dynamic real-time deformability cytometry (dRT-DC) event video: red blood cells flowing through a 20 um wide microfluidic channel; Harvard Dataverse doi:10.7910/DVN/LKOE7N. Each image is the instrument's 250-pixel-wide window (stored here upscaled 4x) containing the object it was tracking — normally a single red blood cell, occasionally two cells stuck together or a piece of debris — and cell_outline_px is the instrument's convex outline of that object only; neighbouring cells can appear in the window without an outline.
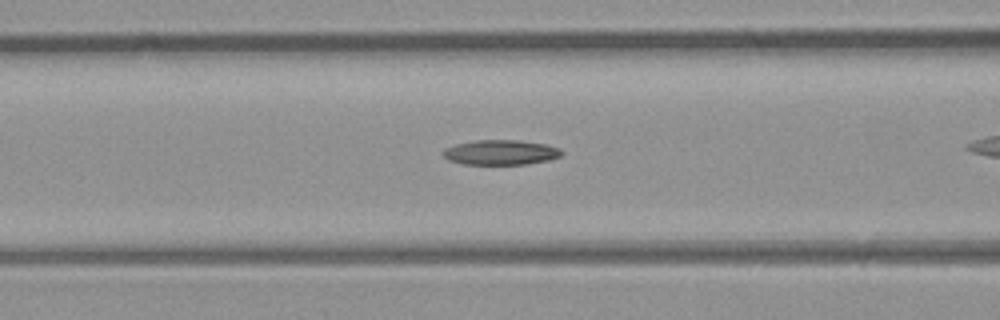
{"species": "common noctule bat (a hibernating species)", "species_latin": "Nyctalus noctula", "temperature_condition": "room temperature", "stored_images_in_passage": 28, "camera_frame_rate_fps": 3000, "um_per_image_px": 0.085, "animal": {"sex": "male", "body_mass_g": 23.1, "forearm_length_mm": 52.7}, "frame": {"image": 1, "passage_image": 10, "time_ms": 3.0, "image_size_px": [1000, 320], "cell_outline_px": [[564, 152], [560, 156], [548, 160], [528, 164], [464, 164], [448, 160], [440, 152], [444, 148], [456, 144], [476, 140], [520, 140], [544, 144], [560, 148]], "centroid_in_image_um": [42.54, 12.95], "position_along_channel_um": 124.1, "area_um2": 17.28}}
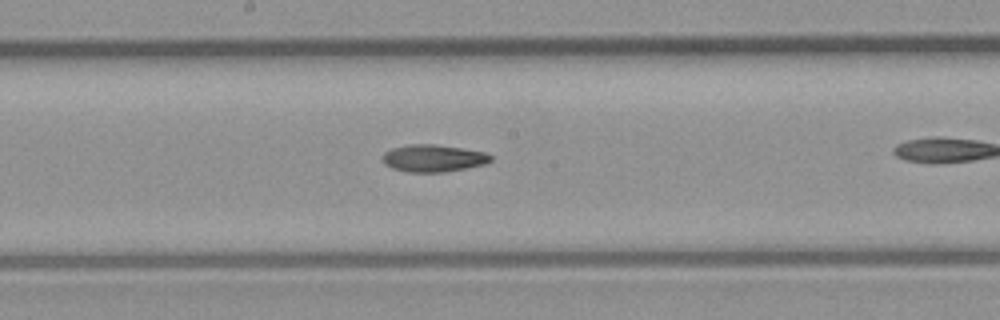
{"frame": {"image": 2, "passage_image": 16, "time_ms": 5.0, "image_size_px": [1000, 320], "cell_outline_px": [[492, 160], [484, 164], [444, 172], [408, 172], [392, 168], [384, 164], [384, 152], [392, 148], [408, 144], [432, 144], [460, 148], [484, 152], [492, 156]], "centroid_in_image_um": [36.81, 13.45], "position_along_channel_um": 211.4, "area_um2": 16.94}}
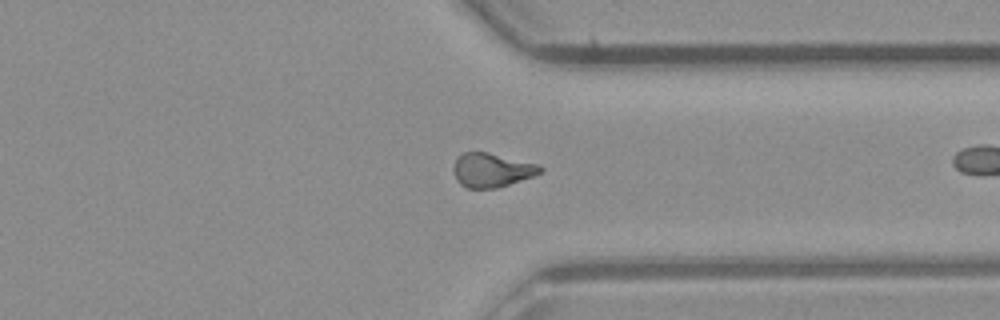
{"frame": {"image": 3, "passage_image": 27, "time_ms": 8.667, "image_size_px": [1000, 320], "cell_outline_px": [[544, 168], [540, 172], [532, 176], [496, 188], [468, 188], [460, 184], [456, 180], [452, 168], [452, 164], [456, 156], [464, 152], [488, 152], [540, 164]], "centroid_in_image_um": [41.75, 14.43], "position_along_channel_um": 369.6, "area_um2": 17.34}}